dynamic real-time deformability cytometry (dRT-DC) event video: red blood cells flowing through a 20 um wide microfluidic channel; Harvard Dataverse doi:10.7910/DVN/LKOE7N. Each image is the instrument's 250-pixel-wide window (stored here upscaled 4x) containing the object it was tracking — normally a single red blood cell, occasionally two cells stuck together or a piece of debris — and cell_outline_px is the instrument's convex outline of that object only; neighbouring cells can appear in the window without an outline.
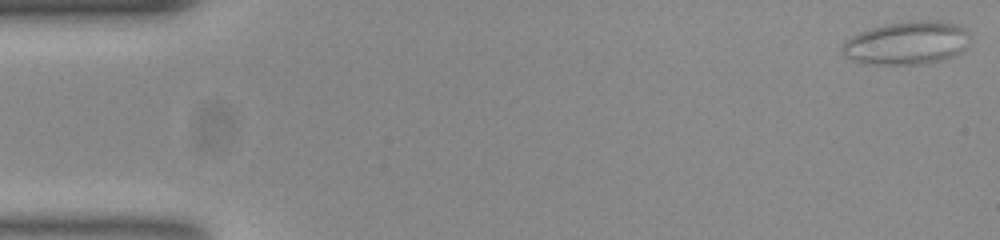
{"species": "common noctule bat (a hibernating species)", "species_latin": "Nyctalus noctula", "temperature_condition": "room temperature", "stored_images_in_passage": 55, "camera_frame_rate_fps": 3000, "um_per_image_px": 0.085, "animal": {"sex": "female", "body_mass_g": 23.0, "forearm_length_mm": 53.4}, "frame": {"image": 1, "passage_image": 1, "time_ms": 0.0, "image_size_px": [1000, 240], "cell_outline_px": [[968, 32], [960, 52], [944, 60], [924, 64], [876, 64], [852, 60], [840, 48], [844, 40], [860, 32], [872, 28], [888, 24], [908, 20], [944, 20], [960, 24]], "centroid_in_image_um": [77.08, 3.63], "position_along_channel_um": 7.9, "area_um2": 31.91}}
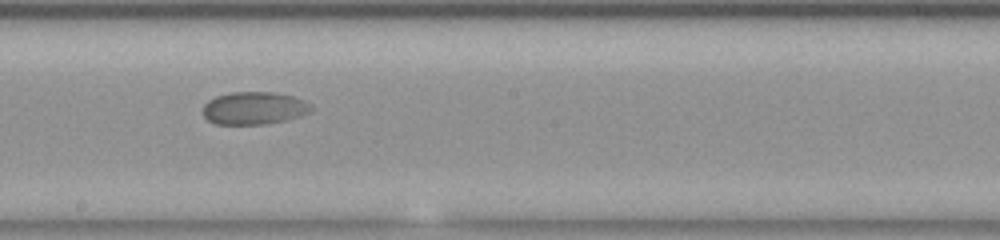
{"frame": {"image": 2, "passage_image": 30, "time_ms": 9.667, "image_size_px": [1000, 240], "cell_outline_px": [[312, 112], [288, 120], [264, 124], [216, 124], [208, 120], [204, 116], [204, 104], [208, 100], [216, 96], [232, 92], [272, 92], [292, 96], [304, 100], [312, 104]], "centroid_in_image_um": [21.63, 9.19], "position_along_channel_um": 226.6, "area_um2": 20.69}}
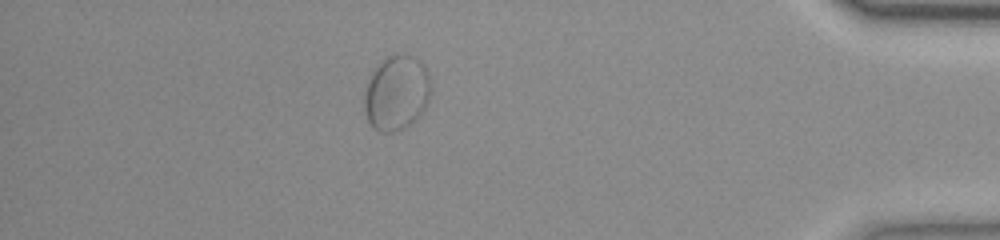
{"frame": {"image": 3, "passage_image": 48, "time_ms": 15.667, "image_size_px": [1000, 240], "cell_outline_px": [[428, 100], [424, 108], [416, 120], [404, 128], [388, 132], [380, 132], [368, 120], [364, 108], [364, 92], [368, 80], [372, 72], [392, 52], [404, 52], [420, 60], [424, 64], [428, 76]], "centroid_in_image_um": [33.68, 7.86], "position_along_channel_um": 401.5, "area_um2": 28.78}}